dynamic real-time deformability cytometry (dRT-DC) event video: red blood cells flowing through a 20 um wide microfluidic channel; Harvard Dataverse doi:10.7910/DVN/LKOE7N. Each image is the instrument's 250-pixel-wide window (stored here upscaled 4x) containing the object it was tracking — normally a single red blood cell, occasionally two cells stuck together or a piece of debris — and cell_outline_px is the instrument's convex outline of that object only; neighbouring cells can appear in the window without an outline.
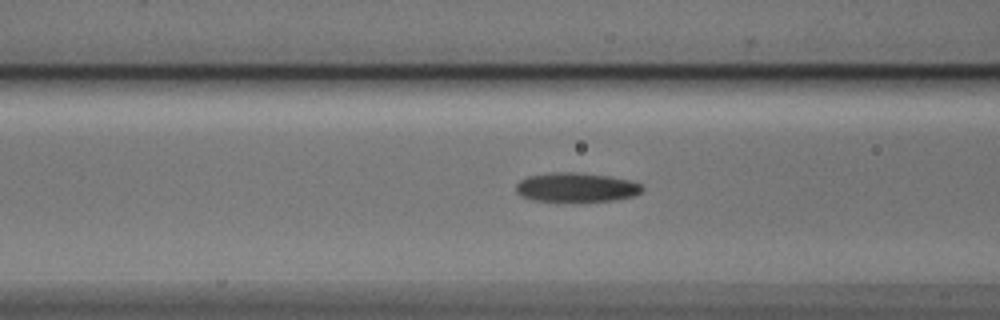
{"species": "Egyptian fruit bat (a non-hibernating species)", "species_latin": "Rousettus aegyptiacus", "temperature_condition": "cold", "stored_images_in_passage": 36, "camera_frame_rate_fps": 3000, "um_per_image_px": 0.085, "animal": {"sex": "male"}, "frame": {"image": 1, "passage_image": 14, "time_ms": 4.333, "image_size_px": [1000, 320], "cell_outline_px": [[644, 188], [636, 196], [616, 200], [576, 204], [536, 200], [520, 196], [516, 192], [516, 184], [520, 180], [528, 176], [552, 172], [580, 172], [608, 176], [632, 180], [640, 184]], "centroid_in_image_um": [49.0, 15.96], "position_along_channel_um": 117.6, "area_um2": 22.48}}
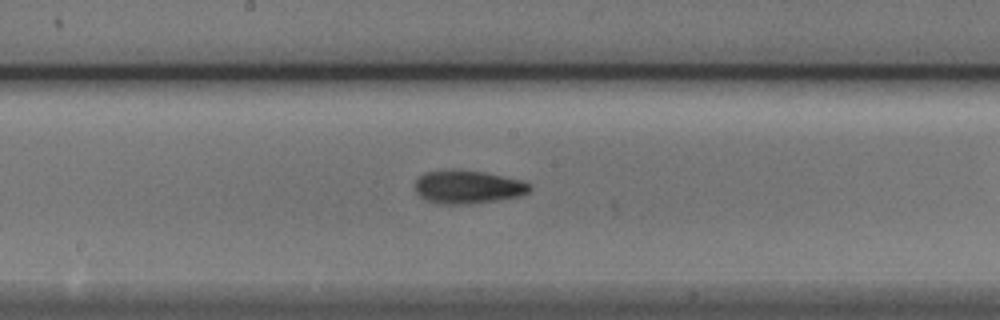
{"frame": {"image": 2, "passage_image": 21, "time_ms": 6.667, "image_size_px": [1000, 320], "cell_outline_px": [[532, 188], [528, 192], [520, 196], [472, 204], [440, 204], [428, 200], [420, 196], [416, 192], [416, 180], [424, 172], [448, 168], [460, 168], [484, 172], [524, 180], [532, 184]], "centroid_in_image_um": [39.79, 15.86], "position_along_channel_um": 208.4, "area_um2": 22.72}}
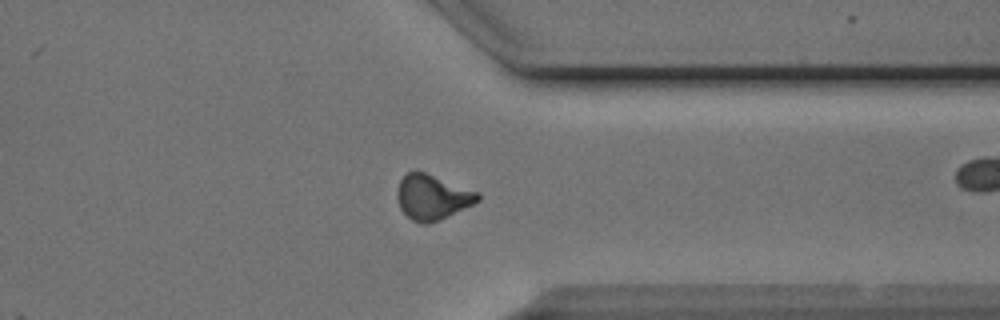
{"frame": {"image": 3, "passage_image": 34, "time_ms": 11.0, "image_size_px": [1000, 320], "cell_outline_px": [[480, 200], [440, 220], [428, 224], [420, 224], [412, 220], [400, 208], [396, 196], [396, 192], [400, 180], [408, 172], [424, 172], [476, 192], [480, 196]], "centroid_in_image_um": [36.7, 16.78], "position_along_channel_um": 374.7, "area_um2": 20.69}}